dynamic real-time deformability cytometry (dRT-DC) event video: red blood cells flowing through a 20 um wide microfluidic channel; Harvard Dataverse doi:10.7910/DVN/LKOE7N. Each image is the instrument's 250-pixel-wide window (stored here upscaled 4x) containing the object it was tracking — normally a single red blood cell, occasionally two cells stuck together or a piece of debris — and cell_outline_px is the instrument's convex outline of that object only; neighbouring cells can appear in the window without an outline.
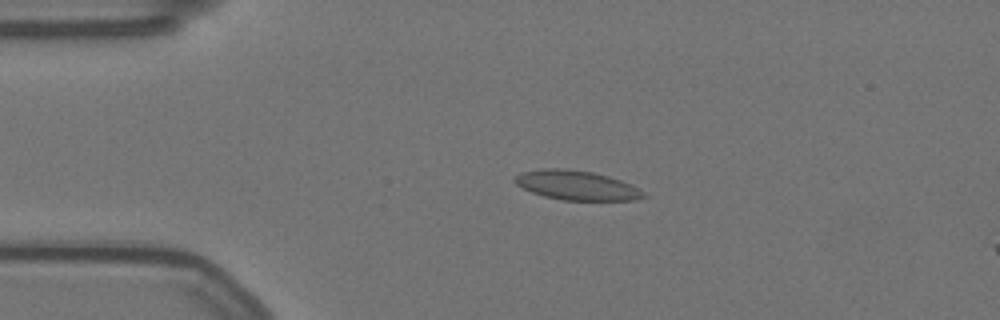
{"species": "Egyptian fruit bat (a non-hibernating species)", "species_latin": "Rousettus aegyptiacus", "temperature_condition": "warm", "stored_images_in_passage": 56, "camera_frame_rate_fps": 3000, "um_per_image_px": 0.085, "animal": {"sex": "female"}, "frame": {"image": 1, "passage_image": 11, "time_ms": 3.333, "image_size_px": [1000, 320], "cell_outline_px": [[648, 196], [636, 200], [564, 200], [544, 196], [532, 192], [516, 184], [512, 180], [520, 172], [544, 168], [564, 168], [592, 172], [608, 176], [620, 180], [644, 192]], "centroid_in_image_um": [48.99, 15.75], "position_along_channel_um": 36.0, "area_um2": 21.91}}
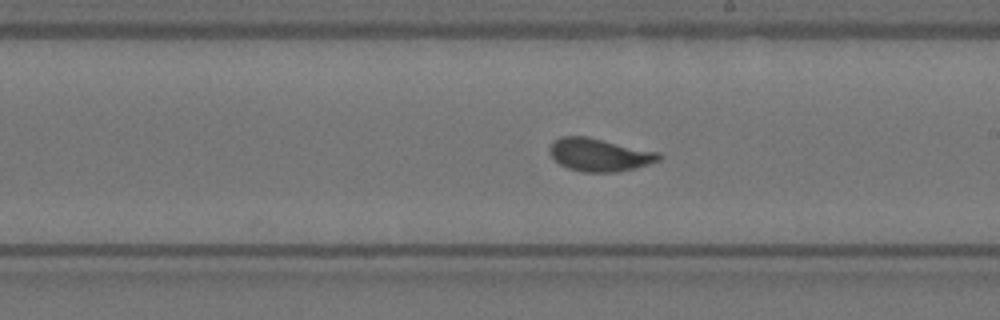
{"frame": {"image": 2, "passage_image": 31, "time_ms": 10.0, "image_size_px": [1000, 320], "cell_outline_px": [[664, 156], [660, 160], [636, 168], [616, 172], [584, 172], [568, 168], [560, 164], [552, 156], [548, 148], [552, 140], [560, 136], [588, 136], [660, 152]], "centroid_in_image_um": [50.97, 13.14], "position_along_channel_um": 238.0, "area_um2": 21.21}}
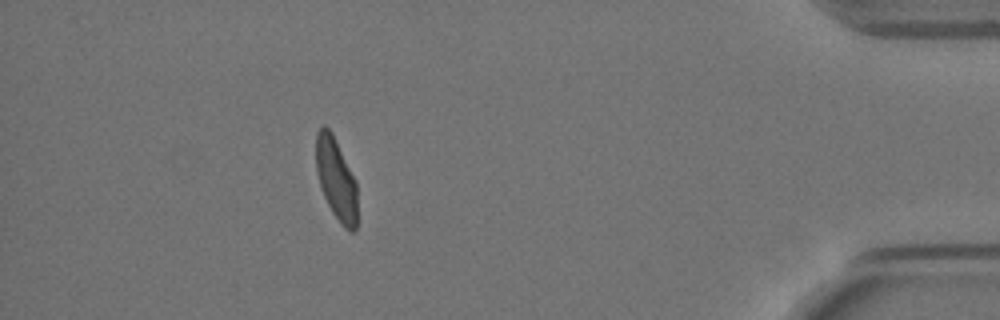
{"frame": {"image": 3, "passage_image": 50, "time_ms": 16.333, "image_size_px": [1000, 320], "cell_outline_px": [[356, 232], [348, 232], [340, 224], [332, 212], [324, 196], [316, 172], [316, 132], [324, 124], [332, 132], [356, 180]], "centroid_in_image_um": [28.57, 15.23], "position_along_channel_um": 406.6, "area_um2": 19.77}, "authors_computed_cell_mechanics": {"area_um2": 20.9814, "velocity_mm_per_s": 3.5179, "shape_relaxation_time_tau1_ms": 5.6849, "shape_relaxation_time_tau2_ms": null, "deformation_change_tau1": 0.1485, "deformation_change_tau2": null}}